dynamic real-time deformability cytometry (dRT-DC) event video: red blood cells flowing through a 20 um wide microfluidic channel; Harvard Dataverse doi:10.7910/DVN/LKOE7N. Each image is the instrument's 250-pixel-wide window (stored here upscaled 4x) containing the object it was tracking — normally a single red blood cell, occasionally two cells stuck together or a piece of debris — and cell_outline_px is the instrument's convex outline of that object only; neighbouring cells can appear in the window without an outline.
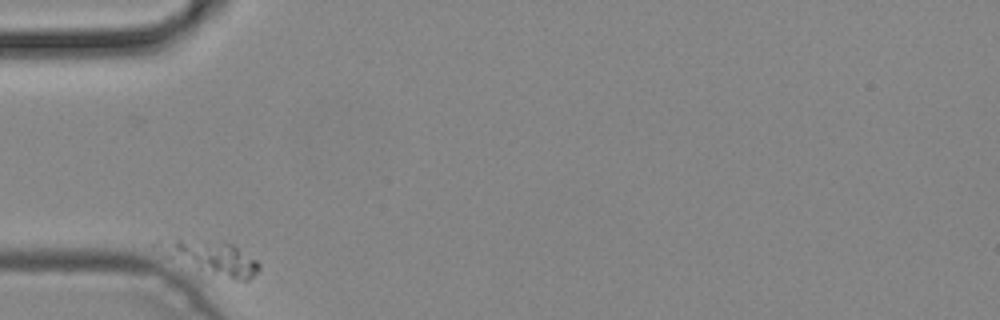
{"species": "common noctule bat (a hibernating species)", "species_latin": "Nyctalus noctula", "temperature_condition": "cold", "stored_images_in_passage": 2, "camera_frame_rate_fps": 3000, "um_per_image_px": 0.085, "animal": {"sex": "male", "body_mass_g": 19.2, "forearm_length_mm": 51.8}, "frame": {"image": 1, "passage_image": 1, "time_ms": 0.0, "image_size_px": [1000, 320], "cell_outline_px": [[260, 268], [248, 280], [236, 280], [196, 268], [168, 256], [152, 248], [152, 244], [156, 240], [176, 236], [180, 236], [232, 244], [256, 260], [260, 264]], "centroid_in_image_um": [17.81, 21.8], "position_along_channel_um": 67.2, "area_um2": 19.71}}